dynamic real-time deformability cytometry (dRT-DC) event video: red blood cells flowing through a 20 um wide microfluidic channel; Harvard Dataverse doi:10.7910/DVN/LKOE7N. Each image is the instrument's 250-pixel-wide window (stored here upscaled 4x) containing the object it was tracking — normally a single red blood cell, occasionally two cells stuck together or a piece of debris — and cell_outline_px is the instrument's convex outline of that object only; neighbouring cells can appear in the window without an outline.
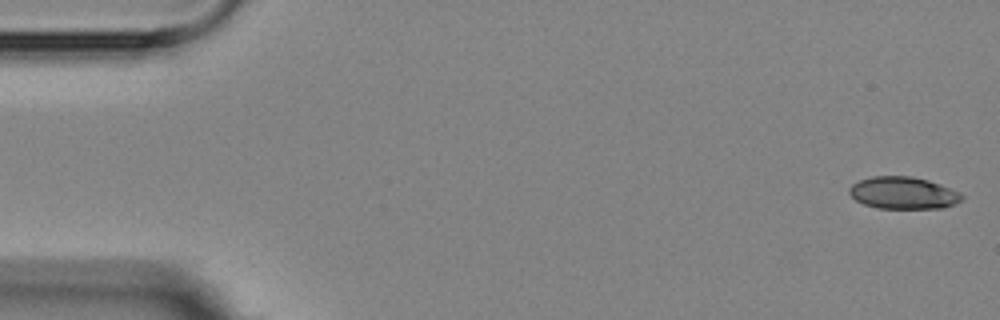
{"species": "Egyptian fruit bat (a non-hibernating species)", "species_latin": "Rousettus aegyptiacus", "temperature_condition": "room temperature", "stored_images_in_passage": 4, "camera_frame_rate_fps": 3000, "um_per_image_px": 0.085, "animal": {"sex": "female"}, "frame": {"image": 1, "passage_image": 1, "time_ms": 0.0, "image_size_px": [1000, 320], "cell_outline_px": [[964, 200], [944, 208], [876, 208], [864, 204], [856, 200], [848, 192], [848, 188], [852, 184], [860, 180], [872, 176], [912, 176], [928, 180], [940, 184], [960, 192], [964, 196]], "centroid_in_image_um": [76.79, 16.4], "position_along_channel_um": 8.2, "area_um2": 21.21}}